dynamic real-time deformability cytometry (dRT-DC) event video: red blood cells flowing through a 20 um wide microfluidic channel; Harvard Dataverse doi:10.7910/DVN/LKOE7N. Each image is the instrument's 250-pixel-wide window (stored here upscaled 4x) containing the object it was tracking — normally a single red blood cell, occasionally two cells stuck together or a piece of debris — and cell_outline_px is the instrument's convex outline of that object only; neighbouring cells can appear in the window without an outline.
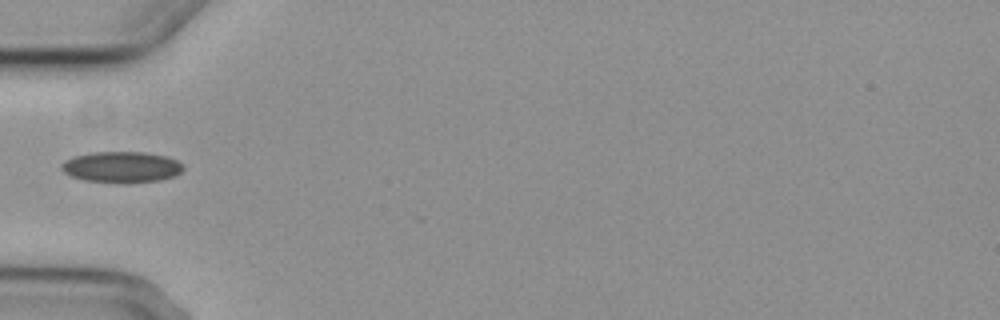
{"species": "common noctule bat (a hibernating species)", "species_latin": "Nyctalus noctula", "temperature_condition": "cold", "stored_images_in_passage": 3, "camera_frame_rate_fps": 3000, "um_per_image_px": 0.085, "animal": {"sex": "female", "body_mass_g": 29.2, "forearm_length_mm": 56.3}, "frame": {"image": 1, "passage_image": 2, "time_ms": 1.333, "image_size_px": [1000, 320], "cell_outline_px": [[184, 168], [176, 176], [160, 180], [84, 180], [72, 176], [64, 172], [60, 168], [60, 164], [64, 160], [76, 156], [92, 152], [144, 152], [164, 156], [176, 160], [184, 164]], "centroid_in_image_um": [10.33, 14.15], "position_along_channel_um": 74.7, "area_um2": 21.15}}
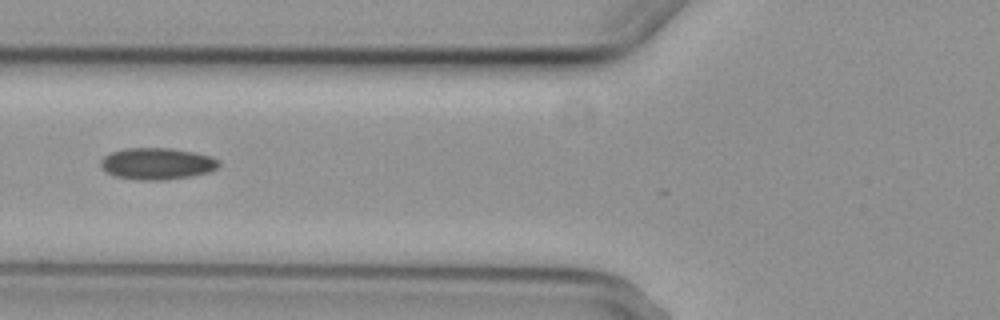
{"frame": {"image": 2, "passage_image": 3, "time_ms": 2.333, "image_size_px": [1000, 320], "cell_outline_px": [[220, 164], [216, 168], [208, 172], [192, 176], [168, 180], [140, 180], [112, 176], [104, 172], [100, 168], [100, 160], [104, 156], [112, 152], [128, 148], [172, 148], [212, 156], [220, 160]], "centroid_in_image_um": [13.32, 13.92], "position_along_channel_um": 112.5, "area_um2": 22.08}}